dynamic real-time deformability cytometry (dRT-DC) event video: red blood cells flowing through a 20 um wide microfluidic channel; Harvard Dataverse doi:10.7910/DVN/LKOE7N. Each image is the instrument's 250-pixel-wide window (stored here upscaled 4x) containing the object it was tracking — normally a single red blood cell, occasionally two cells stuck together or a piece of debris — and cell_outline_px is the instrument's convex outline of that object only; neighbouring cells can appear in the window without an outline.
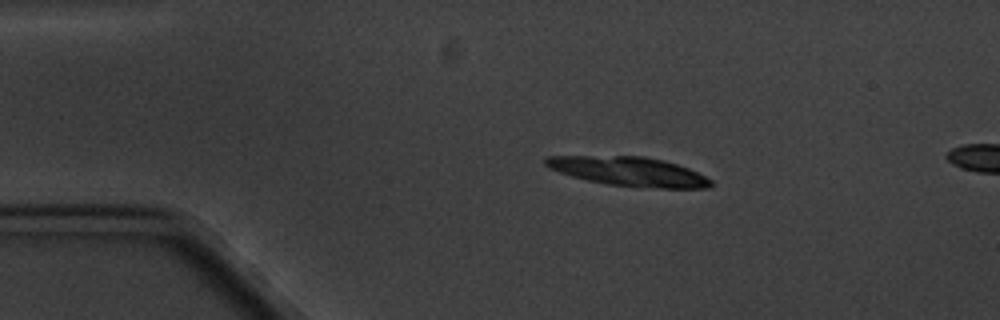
{"species": "common noctule bat (a hibernating species)", "species_latin": "Nyctalus noctula", "temperature_condition": "cold", "stored_images_in_passage": 3, "camera_frame_rate_fps": 3000, "um_per_image_px": 0.085, "animal": {"sex": "male", "body_mass_g": 20.1, "forearm_length_mm": 53.5}, "frame": {"image": 1, "passage_image": 1, "time_ms": 0.0, "image_size_px": [1000, 320], "cell_outline_px": [[712, 184], [708, 188], [660, 188], [608, 184], [588, 180], [572, 176], [548, 168], [544, 164], [544, 160], [548, 156], [644, 156], [664, 160], [688, 168], [712, 180]], "centroid_in_image_um": [53.45, 14.56], "position_along_channel_um": 31.6, "area_um2": 27.74}}